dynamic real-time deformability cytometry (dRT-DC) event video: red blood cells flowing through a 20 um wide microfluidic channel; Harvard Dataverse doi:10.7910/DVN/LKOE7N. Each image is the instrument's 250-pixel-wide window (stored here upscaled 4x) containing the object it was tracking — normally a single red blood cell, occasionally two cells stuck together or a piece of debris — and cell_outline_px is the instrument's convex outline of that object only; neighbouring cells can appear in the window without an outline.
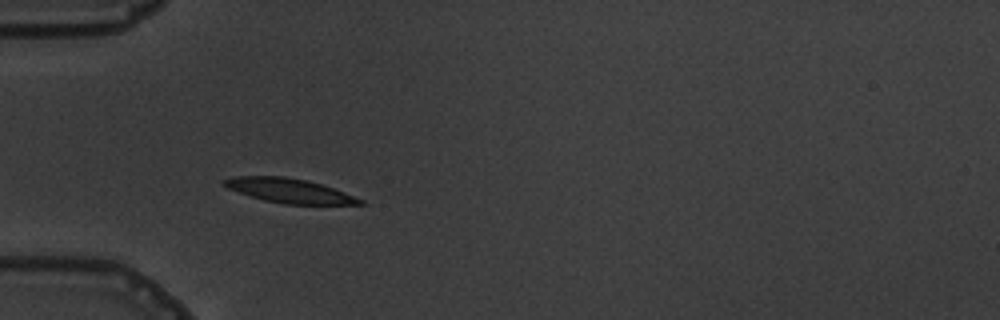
{"species": "common noctule bat (a hibernating species)", "species_latin": "Nyctalus noctula", "temperature_condition": "warm", "stored_images_in_passage": 5, "camera_frame_rate_fps": 3000, "um_per_image_px": 0.085, "animal": {"sex": "male", "body_mass_g": 19.5, "forearm_length_mm": 54.6}, "frame": {"image": 1, "passage_image": 4, "time_ms": 3.667, "image_size_px": [1000, 320], "cell_outline_px": [[368, 204], [284, 204], [264, 200], [228, 188], [220, 184], [220, 180], [236, 176], [284, 176], [308, 180], [344, 192], [364, 200]], "centroid_in_image_um": [24.57, 16.2], "position_along_channel_um": 60.4, "area_um2": 19.19}}